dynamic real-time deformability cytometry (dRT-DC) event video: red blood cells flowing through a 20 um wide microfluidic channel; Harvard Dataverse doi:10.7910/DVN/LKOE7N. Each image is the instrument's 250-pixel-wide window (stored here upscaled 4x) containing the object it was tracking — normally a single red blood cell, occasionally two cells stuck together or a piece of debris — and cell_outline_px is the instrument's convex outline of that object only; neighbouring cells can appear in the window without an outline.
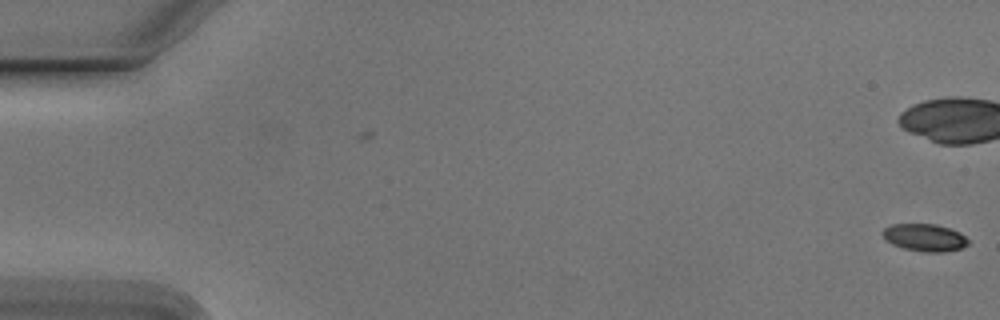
{"species": "Egyptian fruit bat (a non-hibernating species)", "species_latin": "Rousettus aegyptiacus", "temperature_condition": "cold", "stored_images_in_passage": 5, "camera_frame_rate_fps": 3000, "um_per_image_px": 0.085, "animal": {"sex": "male"}, "frame": {"image": 1, "passage_image": 5, "time_ms": 1.333, "image_size_px": [1000, 320], "cell_outline_px": [[968, 244], [960, 248], [944, 252], [924, 252], [904, 248], [892, 244], [884, 240], [880, 232], [884, 228], [892, 224], [936, 224], [960, 232], [968, 240]], "centroid_in_image_um": [78.55, 20.18], "position_along_channel_um": 6.5, "area_um2": 13.7}}